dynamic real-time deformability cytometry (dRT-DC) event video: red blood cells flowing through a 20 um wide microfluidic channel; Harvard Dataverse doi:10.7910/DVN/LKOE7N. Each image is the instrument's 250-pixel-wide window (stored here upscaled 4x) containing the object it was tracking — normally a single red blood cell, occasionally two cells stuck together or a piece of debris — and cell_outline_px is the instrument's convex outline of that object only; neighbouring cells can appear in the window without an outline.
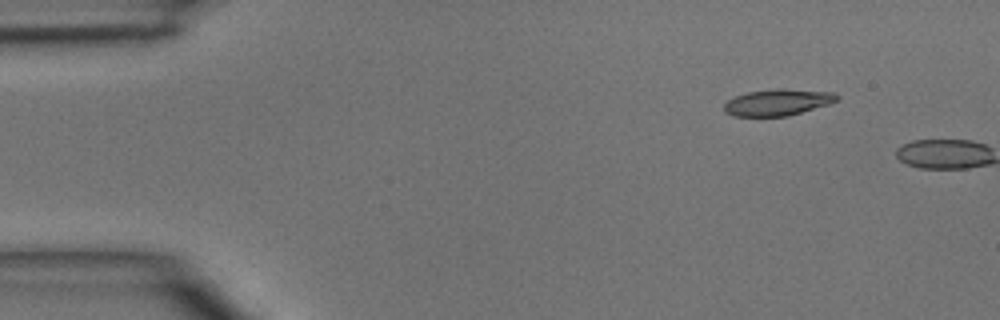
{"species": "common noctule bat (a hibernating species)", "species_latin": "Nyctalus noctula", "temperature_condition": "room temperature", "stored_images_in_passage": 2, "camera_frame_rate_fps": 3000, "um_per_image_px": 0.085, "animal": {"sex": "male", "body_mass_g": 15.6}, "frame": {"image": 1, "passage_image": 1, "time_ms": 0.0, "image_size_px": [1000, 320], "cell_outline_px": [[840, 96], [836, 100], [828, 104], [788, 116], [732, 116], [724, 112], [724, 104], [728, 100], [736, 96], [748, 92], [776, 88], [784, 88], [836, 92]], "centroid_in_image_um": [66.11, 8.69], "position_along_channel_um": 18.9, "area_um2": 17.46}}